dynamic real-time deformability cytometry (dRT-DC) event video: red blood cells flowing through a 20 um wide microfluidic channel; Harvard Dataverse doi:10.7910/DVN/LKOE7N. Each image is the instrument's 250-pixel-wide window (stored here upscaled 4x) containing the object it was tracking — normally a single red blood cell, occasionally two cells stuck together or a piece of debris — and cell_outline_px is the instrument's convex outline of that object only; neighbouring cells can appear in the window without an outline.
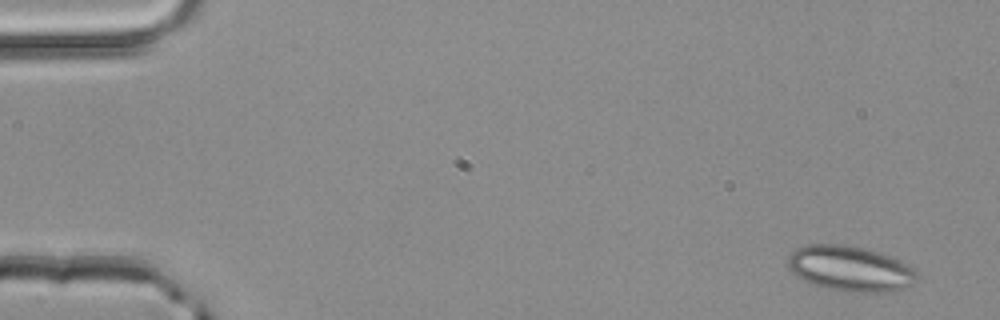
{"species": "common noctule bat (a hibernating species)", "species_latin": "Nyctalus noctula", "temperature_condition": "room temperature", "stored_images_in_passage": 3, "camera_frame_rate_fps": 3000, "um_per_image_px": 0.085, "animal": {"sex": "male", "body_mass_g": 20.4}, "frame": {"image": 1, "passage_image": 1, "time_ms": 0.0, "image_size_px": [1000, 320], "cell_outline_px": [[916, 280], [912, 284], [904, 288], [892, 292], [856, 292], [828, 288], [804, 280], [792, 272], [788, 268], [788, 256], [796, 248], [808, 244], [848, 244], [880, 252], [900, 260], [908, 264], [916, 272]], "centroid_in_image_um": [72.28, 22.81], "position_along_channel_um": 12.7, "area_um2": 34.04}}